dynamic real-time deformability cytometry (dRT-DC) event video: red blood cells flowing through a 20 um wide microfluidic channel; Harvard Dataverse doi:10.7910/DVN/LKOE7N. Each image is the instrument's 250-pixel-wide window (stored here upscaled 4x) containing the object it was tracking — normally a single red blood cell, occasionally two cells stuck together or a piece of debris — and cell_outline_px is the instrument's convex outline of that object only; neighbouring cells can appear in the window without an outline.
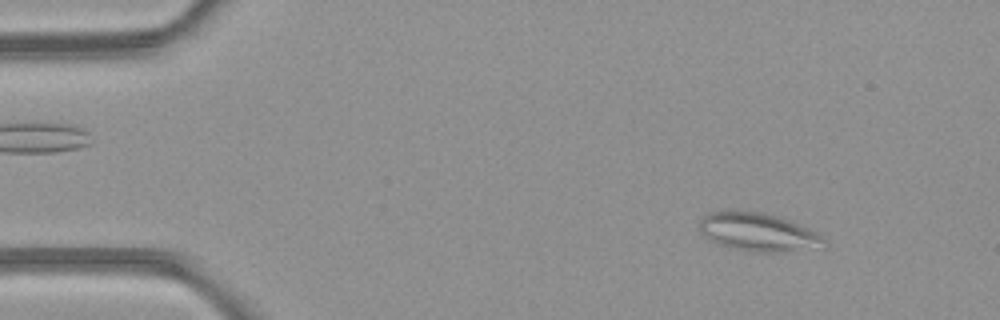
{"species": "common noctule bat (a hibernating species)", "species_latin": "Nyctalus noctula", "temperature_condition": "room temperature", "stored_images_in_passage": 5, "camera_frame_rate_fps": 3000, "um_per_image_px": 0.085, "animal": {"sex": "female", "body_mass_g": 21.9}, "frame": {"image": 1, "passage_image": 2, "time_ms": 1.0, "image_size_px": [1000, 320], "cell_outline_px": [[828, 248], [784, 252], [752, 252], [728, 248], [716, 244], [704, 236], [700, 232], [700, 220], [704, 216], [720, 208], [760, 212], [776, 216], [788, 220], [808, 228], [824, 236], [828, 244]], "centroid_in_image_um": [64.47, 19.74], "position_along_channel_um": 20.5, "area_um2": 28.73}}
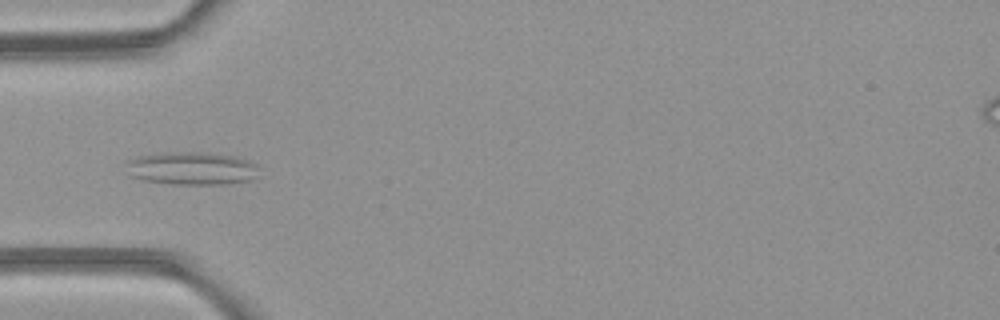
{"frame": {"image": 2, "passage_image": 5, "time_ms": 4.333, "image_size_px": [1000, 320], "cell_outline_px": [[256, 176], [252, 180], [228, 184], [172, 184], [144, 180], [128, 176], [124, 164], [124, 160], [140, 156], [160, 152], [200, 152], [236, 156], [248, 160], [256, 164]], "centroid_in_image_um": [16.22, 14.31], "position_along_channel_um": 68.8, "area_um2": 25.89}}